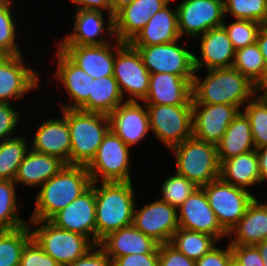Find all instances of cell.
I'll return each instance as SVG.
<instances>
[{
  "instance_id": "cell-1",
  "label": "cell",
  "mask_w": 267,
  "mask_h": 266,
  "mask_svg": "<svg viewBox=\"0 0 267 266\" xmlns=\"http://www.w3.org/2000/svg\"><path fill=\"white\" fill-rule=\"evenodd\" d=\"M207 71L202 81L196 71L194 73L192 104H228L241 109L259 91L255 84L233 67Z\"/></svg>"
},
{
  "instance_id": "cell-2",
  "label": "cell",
  "mask_w": 267,
  "mask_h": 266,
  "mask_svg": "<svg viewBox=\"0 0 267 266\" xmlns=\"http://www.w3.org/2000/svg\"><path fill=\"white\" fill-rule=\"evenodd\" d=\"M86 166L65 164L37 194L30 221L50 220L91 186Z\"/></svg>"
},
{
  "instance_id": "cell-3",
  "label": "cell",
  "mask_w": 267,
  "mask_h": 266,
  "mask_svg": "<svg viewBox=\"0 0 267 266\" xmlns=\"http://www.w3.org/2000/svg\"><path fill=\"white\" fill-rule=\"evenodd\" d=\"M94 182L96 245L109 233L133 224L136 205L132 181Z\"/></svg>"
},
{
  "instance_id": "cell-4",
  "label": "cell",
  "mask_w": 267,
  "mask_h": 266,
  "mask_svg": "<svg viewBox=\"0 0 267 266\" xmlns=\"http://www.w3.org/2000/svg\"><path fill=\"white\" fill-rule=\"evenodd\" d=\"M71 138L70 165L87 166L110 130L109 115L63 109Z\"/></svg>"
},
{
  "instance_id": "cell-5",
  "label": "cell",
  "mask_w": 267,
  "mask_h": 266,
  "mask_svg": "<svg viewBox=\"0 0 267 266\" xmlns=\"http://www.w3.org/2000/svg\"><path fill=\"white\" fill-rule=\"evenodd\" d=\"M171 150L176 156V173L197 187L201 188L220 177L216 145L192 136Z\"/></svg>"
},
{
  "instance_id": "cell-6",
  "label": "cell",
  "mask_w": 267,
  "mask_h": 266,
  "mask_svg": "<svg viewBox=\"0 0 267 266\" xmlns=\"http://www.w3.org/2000/svg\"><path fill=\"white\" fill-rule=\"evenodd\" d=\"M29 223L32 226L39 225V228L31 231L32 238L61 266L73 263L96 246L88 237L61 229L49 220L30 221Z\"/></svg>"
},
{
  "instance_id": "cell-7",
  "label": "cell",
  "mask_w": 267,
  "mask_h": 266,
  "mask_svg": "<svg viewBox=\"0 0 267 266\" xmlns=\"http://www.w3.org/2000/svg\"><path fill=\"white\" fill-rule=\"evenodd\" d=\"M129 146L111 129L104 136L94 158L86 166L92 182H129Z\"/></svg>"
},
{
  "instance_id": "cell-8",
  "label": "cell",
  "mask_w": 267,
  "mask_h": 266,
  "mask_svg": "<svg viewBox=\"0 0 267 266\" xmlns=\"http://www.w3.org/2000/svg\"><path fill=\"white\" fill-rule=\"evenodd\" d=\"M145 105L150 130L169 149L193 136L192 105Z\"/></svg>"
},
{
  "instance_id": "cell-9",
  "label": "cell",
  "mask_w": 267,
  "mask_h": 266,
  "mask_svg": "<svg viewBox=\"0 0 267 266\" xmlns=\"http://www.w3.org/2000/svg\"><path fill=\"white\" fill-rule=\"evenodd\" d=\"M201 188L219 224L227 233L238 223L255 198L249 190L235 187L220 177Z\"/></svg>"
},
{
  "instance_id": "cell-10",
  "label": "cell",
  "mask_w": 267,
  "mask_h": 266,
  "mask_svg": "<svg viewBox=\"0 0 267 266\" xmlns=\"http://www.w3.org/2000/svg\"><path fill=\"white\" fill-rule=\"evenodd\" d=\"M150 75L138 50L130 43H123L116 50L113 77L118 83L123 98L125 99L124 91L130 94L126 101L137 102L146 98Z\"/></svg>"
},
{
  "instance_id": "cell-11",
  "label": "cell",
  "mask_w": 267,
  "mask_h": 266,
  "mask_svg": "<svg viewBox=\"0 0 267 266\" xmlns=\"http://www.w3.org/2000/svg\"><path fill=\"white\" fill-rule=\"evenodd\" d=\"M178 31L188 37H198L224 23V0H184L176 7Z\"/></svg>"
},
{
  "instance_id": "cell-12",
  "label": "cell",
  "mask_w": 267,
  "mask_h": 266,
  "mask_svg": "<svg viewBox=\"0 0 267 266\" xmlns=\"http://www.w3.org/2000/svg\"><path fill=\"white\" fill-rule=\"evenodd\" d=\"M178 40L150 46H133L141 56L150 74L171 73L174 75H194L193 55Z\"/></svg>"
},
{
  "instance_id": "cell-13",
  "label": "cell",
  "mask_w": 267,
  "mask_h": 266,
  "mask_svg": "<svg viewBox=\"0 0 267 266\" xmlns=\"http://www.w3.org/2000/svg\"><path fill=\"white\" fill-rule=\"evenodd\" d=\"M135 205L133 225L159 245L170 243L179 228L177 208L160 199L137 210Z\"/></svg>"
},
{
  "instance_id": "cell-14",
  "label": "cell",
  "mask_w": 267,
  "mask_h": 266,
  "mask_svg": "<svg viewBox=\"0 0 267 266\" xmlns=\"http://www.w3.org/2000/svg\"><path fill=\"white\" fill-rule=\"evenodd\" d=\"M240 111L228 104H192L193 137L217 145Z\"/></svg>"
},
{
  "instance_id": "cell-15",
  "label": "cell",
  "mask_w": 267,
  "mask_h": 266,
  "mask_svg": "<svg viewBox=\"0 0 267 266\" xmlns=\"http://www.w3.org/2000/svg\"><path fill=\"white\" fill-rule=\"evenodd\" d=\"M95 211L96 200L94 182H92L85 192L55 214L49 221L61 229L88 237L96 245Z\"/></svg>"
},
{
  "instance_id": "cell-16",
  "label": "cell",
  "mask_w": 267,
  "mask_h": 266,
  "mask_svg": "<svg viewBox=\"0 0 267 266\" xmlns=\"http://www.w3.org/2000/svg\"><path fill=\"white\" fill-rule=\"evenodd\" d=\"M177 213L181 229L206 233L217 240L225 235L228 236L211 209L204 190L200 187L177 208Z\"/></svg>"
},
{
  "instance_id": "cell-17",
  "label": "cell",
  "mask_w": 267,
  "mask_h": 266,
  "mask_svg": "<svg viewBox=\"0 0 267 266\" xmlns=\"http://www.w3.org/2000/svg\"><path fill=\"white\" fill-rule=\"evenodd\" d=\"M114 48L111 43L104 45H58V48L78 67L93 79L113 76L116 50L123 44L115 38ZM113 50V51H112Z\"/></svg>"
},
{
  "instance_id": "cell-18",
  "label": "cell",
  "mask_w": 267,
  "mask_h": 266,
  "mask_svg": "<svg viewBox=\"0 0 267 266\" xmlns=\"http://www.w3.org/2000/svg\"><path fill=\"white\" fill-rule=\"evenodd\" d=\"M22 54L5 55L0 59V102L19 100L38 87L39 73L25 66Z\"/></svg>"
},
{
  "instance_id": "cell-19",
  "label": "cell",
  "mask_w": 267,
  "mask_h": 266,
  "mask_svg": "<svg viewBox=\"0 0 267 266\" xmlns=\"http://www.w3.org/2000/svg\"><path fill=\"white\" fill-rule=\"evenodd\" d=\"M194 75L155 73L150 82L144 104L192 105V82Z\"/></svg>"
},
{
  "instance_id": "cell-20",
  "label": "cell",
  "mask_w": 267,
  "mask_h": 266,
  "mask_svg": "<svg viewBox=\"0 0 267 266\" xmlns=\"http://www.w3.org/2000/svg\"><path fill=\"white\" fill-rule=\"evenodd\" d=\"M143 106L138 101H125L109 115L110 129L129 147L145 139L150 131L148 110Z\"/></svg>"
},
{
  "instance_id": "cell-21",
  "label": "cell",
  "mask_w": 267,
  "mask_h": 266,
  "mask_svg": "<svg viewBox=\"0 0 267 266\" xmlns=\"http://www.w3.org/2000/svg\"><path fill=\"white\" fill-rule=\"evenodd\" d=\"M171 0H134L114 15L115 38L130 43L149 19Z\"/></svg>"
},
{
  "instance_id": "cell-22",
  "label": "cell",
  "mask_w": 267,
  "mask_h": 266,
  "mask_svg": "<svg viewBox=\"0 0 267 266\" xmlns=\"http://www.w3.org/2000/svg\"><path fill=\"white\" fill-rule=\"evenodd\" d=\"M73 32L67 35L59 45H104L110 43L100 37V34L107 29L105 34L110 38L115 37L114 17H109L107 28L104 27L105 20L103 12L99 10L76 9Z\"/></svg>"
},
{
  "instance_id": "cell-23",
  "label": "cell",
  "mask_w": 267,
  "mask_h": 266,
  "mask_svg": "<svg viewBox=\"0 0 267 266\" xmlns=\"http://www.w3.org/2000/svg\"><path fill=\"white\" fill-rule=\"evenodd\" d=\"M42 123L33 137L32 150L59 158L70 165L71 138L64 115Z\"/></svg>"
},
{
  "instance_id": "cell-24",
  "label": "cell",
  "mask_w": 267,
  "mask_h": 266,
  "mask_svg": "<svg viewBox=\"0 0 267 266\" xmlns=\"http://www.w3.org/2000/svg\"><path fill=\"white\" fill-rule=\"evenodd\" d=\"M200 38L202 60L193 55L196 72L204 65L207 70L232 67L235 49L223 26L210 29Z\"/></svg>"
},
{
  "instance_id": "cell-25",
  "label": "cell",
  "mask_w": 267,
  "mask_h": 266,
  "mask_svg": "<svg viewBox=\"0 0 267 266\" xmlns=\"http://www.w3.org/2000/svg\"><path fill=\"white\" fill-rule=\"evenodd\" d=\"M99 246L111 261L129 254L159 253V244L133 224L109 233Z\"/></svg>"
},
{
  "instance_id": "cell-26",
  "label": "cell",
  "mask_w": 267,
  "mask_h": 266,
  "mask_svg": "<svg viewBox=\"0 0 267 266\" xmlns=\"http://www.w3.org/2000/svg\"><path fill=\"white\" fill-rule=\"evenodd\" d=\"M57 50V72L59 79L73 100V104L61 105L63 109H79L88 99L93 78L74 64L59 48Z\"/></svg>"
},
{
  "instance_id": "cell-27",
  "label": "cell",
  "mask_w": 267,
  "mask_h": 266,
  "mask_svg": "<svg viewBox=\"0 0 267 266\" xmlns=\"http://www.w3.org/2000/svg\"><path fill=\"white\" fill-rule=\"evenodd\" d=\"M169 3L170 1L149 19L143 29L130 42L132 46L158 45L181 38L178 31L177 9H170Z\"/></svg>"
},
{
  "instance_id": "cell-28",
  "label": "cell",
  "mask_w": 267,
  "mask_h": 266,
  "mask_svg": "<svg viewBox=\"0 0 267 266\" xmlns=\"http://www.w3.org/2000/svg\"><path fill=\"white\" fill-rule=\"evenodd\" d=\"M236 234L230 245H256L267 240V205L255 197L245 214L229 231L228 237Z\"/></svg>"
},
{
  "instance_id": "cell-29",
  "label": "cell",
  "mask_w": 267,
  "mask_h": 266,
  "mask_svg": "<svg viewBox=\"0 0 267 266\" xmlns=\"http://www.w3.org/2000/svg\"><path fill=\"white\" fill-rule=\"evenodd\" d=\"M64 165L65 163L55 156L42 154L31 149L19 164L14 182L28 185L27 187H40L56 175Z\"/></svg>"
},
{
  "instance_id": "cell-30",
  "label": "cell",
  "mask_w": 267,
  "mask_h": 266,
  "mask_svg": "<svg viewBox=\"0 0 267 266\" xmlns=\"http://www.w3.org/2000/svg\"><path fill=\"white\" fill-rule=\"evenodd\" d=\"M216 147L219 163L256 150L250 122L242 111L232 120Z\"/></svg>"
},
{
  "instance_id": "cell-31",
  "label": "cell",
  "mask_w": 267,
  "mask_h": 266,
  "mask_svg": "<svg viewBox=\"0 0 267 266\" xmlns=\"http://www.w3.org/2000/svg\"><path fill=\"white\" fill-rule=\"evenodd\" d=\"M220 178L235 187L246 190H249L247 187L261 183L257 151L252 150L222 161L220 163Z\"/></svg>"
},
{
  "instance_id": "cell-32",
  "label": "cell",
  "mask_w": 267,
  "mask_h": 266,
  "mask_svg": "<svg viewBox=\"0 0 267 266\" xmlns=\"http://www.w3.org/2000/svg\"><path fill=\"white\" fill-rule=\"evenodd\" d=\"M124 101L115 78L102 77L93 79L89 99L79 109L110 115Z\"/></svg>"
},
{
  "instance_id": "cell-33",
  "label": "cell",
  "mask_w": 267,
  "mask_h": 266,
  "mask_svg": "<svg viewBox=\"0 0 267 266\" xmlns=\"http://www.w3.org/2000/svg\"><path fill=\"white\" fill-rule=\"evenodd\" d=\"M232 67L258 88L266 81L265 60L257 43L235 50Z\"/></svg>"
},
{
  "instance_id": "cell-34",
  "label": "cell",
  "mask_w": 267,
  "mask_h": 266,
  "mask_svg": "<svg viewBox=\"0 0 267 266\" xmlns=\"http://www.w3.org/2000/svg\"><path fill=\"white\" fill-rule=\"evenodd\" d=\"M217 239L206 233L178 228L170 241L179 252L196 261L209 252Z\"/></svg>"
},
{
  "instance_id": "cell-35",
  "label": "cell",
  "mask_w": 267,
  "mask_h": 266,
  "mask_svg": "<svg viewBox=\"0 0 267 266\" xmlns=\"http://www.w3.org/2000/svg\"><path fill=\"white\" fill-rule=\"evenodd\" d=\"M31 239L29 223L15 230H0V266H20L22 251Z\"/></svg>"
},
{
  "instance_id": "cell-36",
  "label": "cell",
  "mask_w": 267,
  "mask_h": 266,
  "mask_svg": "<svg viewBox=\"0 0 267 266\" xmlns=\"http://www.w3.org/2000/svg\"><path fill=\"white\" fill-rule=\"evenodd\" d=\"M28 149L26 139L22 136L0 142V180L14 181L19 164L29 151Z\"/></svg>"
},
{
  "instance_id": "cell-37",
  "label": "cell",
  "mask_w": 267,
  "mask_h": 266,
  "mask_svg": "<svg viewBox=\"0 0 267 266\" xmlns=\"http://www.w3.org/2000/svg\"><path fill=\"white\" fill-rule=\"evenodd\" d=\"M15 182L0 180V230H15L27 225L17 214Z\"/></svg>"
},
{
  "instance_id": "cell-38",
  "label": "cell",
  "mask_w": 267,
  "mask_h": 266,
  "mask_svg": "<svg viewBox=\"0 0 267 266\" xmlns=\"http://www.w3.org/2000/svg\"><path fill=\"white\" fill-rule=\"evenodd\" d=\"M242 111L248 118L255 148L267 146V100L260 94L249 100Z\"/></svg>"
},
{
  "instance_id": "cell-39",
  "label": "cell",
  "mask_w": 267,
  "mask_h": 266,
  "mask_svg": "<svg viewBox=\"0 0 267 266\" xmlns=\"http://www.w3.org/2000/svg\"><path fill=\"white\" fill-rule=\"evenodd\" d=\"M225 16L267 24V0H224Z\"/></svg>"
},
{
  "instance_id": "cell-40",
  "label": "cell",
  "mask_w": 267,
  "mask_h": 266,
  "mask_svg": "<svg viewBox=\"0 0 267 266\" xmlns=\"http://www.w3.org/2000/svg\"><path fill=\"white\" fill-rule=\"evenodd\" d=\"M11 0H0V50L4 55H19L16 44V24L11 10Z\"/></svg>"
},
{
  "instance_id": "cell-41",
  "label": "cell",
  "mask_w": 267,
  "mask_h": 266,
  "mask_svg": "<svg viewBox=\"0 0 267 266\" xmlns=\"http://www.w3.org/2000/svg\"><path fill=\"white\" fill-rule=\"evenodd\" d=\"M197 188L194 183L176 173L163 182L161 186L163 197L160 200L178 208Z\"/></svg>"
},
{
  "instance_id": "cell-42",
  "label": "cell",
  "mask_w": 267,
  "mask_h": 266,
  "mask_svg": "<svg viewBox=\"0 0 267 266\" xmlns=\"http://www.w3.org/2000/svg\"><path fill=\"white\" fill-rule=\"evenodd\" d=\"M222 26L225 28L233 48L237 50L256 43L262 24L251 20L235 19L231 24L223 23Z\"/></svg>"
},
{
  "instance_id": "cell-43",
  "label": "cell",
  "mask_w": 267,
  "mask_h": 266,
  "mask_svg": "<svg viewBox=\"0 0 267 266\" xmlns=\"http://www.w3.org/2000/svg\"><path fill=\"white\" fill-rule=\"evenodd\" d=\"M20 266H61L51 256L46 254L43 249L32 238L24 247Z\"/></svg>"
},
{
  "instance_id": "cell-44",
  "label": "cell",
  "mask_w": 267,
  "mask_h": 266,
  "mask_svg": "<svg viewBox=\"0 0 267 266\" xmlns=\"http://www.w3.org/2000/svg\"><path fill=\"white\" fill-rule=\"evenodd\" d=\"M20 116L10 103L0 102V142L12 137Z\"/></svg>"
},
{
  "instance_id": "cell-45",
  "label": "cell",
  "mask_w": 267,
  "mask_h": 266,
  "mask_svg": "<svg viewBox=\"0 0 267 266\" xmlns=\"http://www.w3.org/2000/svg\"><path fill=\"white\" fill-rule=\"evenodd\" d=\"M159 266H195V261L179 252L170 243L159 245Z\"/></svg>"
},
{
  "instance_id": "cell-46",
  "label": "cell",
  "mask_w": 267,
  "mask_h": 266,
  "mask_svg": "<svg viewBox=\"0 0 267 266\" xmlns=\"http://www.w3.org/2000/svg\"><path fill=\"white\" fill-rule=\"evenodd\" d=\"M233 257L242 266H264L263 258L255 245H231Z\"/></svg>"
},
{
  "instance_id": "cell-47",
  "label": "cell",
  "mask_w": 267,
  "mask_h": 266,
  "mask_svg": "<svg viewBox=\"0 0 267 266\" xmlns=\"http://www.w3.org/2000/svg\"><path fill=\"white\" fill-rule=\"evenodd\" d=\"M232 257L233 252L230 244L227 250L216 246L196 260L195 266H227Z\"/></svg>"
},
{
  "instance_id": "cell-48",
  "label": "cell",
  "mask_w": 267,
  "mask_h": 266,
  "mask_svg": "<svg viewBox=\"0 0 267 266\" xmlns=\"http://www.w3.org/2000/svg\"><path fill=\"white\" fill-rule=\"evenodd\" d=\"M112 266H159L158 253L129 254L115 258Z\"/></svg>"
},
{
  "instance_id": "cell-49",
  "label": "cell",
  "mask_w": 267,
  "mask_h": 266,
  "mask_svg": "<svg viewBox=\"0 0 267 266\" xmlns=\"http://www.w3.org/2000/svg\"><path fill=\"white\" fill-rule=\"evenodd\" d=\"M66 266H112V261L105 251L96 245L86 255Z\"/></svg>"
},
{
  "instance_id": "cell-50",
  "label": "cell",
  "mask_w": 267,
  "mask_h": 266,
  "mask_svg": "<svg viewBox=\"0 0 267 266\" xmlns=\"http://www.w3.org/2000/svg\"><path fill=\"white\" fill-rule=\"evenodd\" d=\"M74 4H77L76 9L86 10H108V17H114L111 15V2L110 0H70Z\"/></svg>"
},
{
  "instance_id": "cell-51",
  "label": "cell",
  "mask_w": 267,
  "mask_h": 266,
  "mask_svg": "<svg viewBox=\"0 0 267 266\" xmlns=\"http://www.w3.org/2000/svg\"><path fill=\"white\" fill-rule=\"evenodd\" d=\"M256 43L258 44L261 54L265 60L266 79H267V24H262L257 35Z\"/></svg>"
},
{
  "instance_id": "cell-52",
  "label": "cell",
  "mask_w": 267,
  "mask_h": 266,
  "mask_svg": "<svg viewBox=\"0 0 267 266\" xmlns=\"http://www.w3.org/2000/svg\"><path fill=\"white\" fill-rule=\"evenodd\" d=\"M257 156L259 160V171L261 177V183L267 181V146L256 148Z\"/></svg>"
},
{
  "instance_id": "cell-53",
  "label": "cell",
  "mask_w": 267,
  "mask_h": 266,
  "mask_svg": "<svg viewBox=\"0 0 267 266\" xmlns=\"http://www.w3.org/2000/svg\"><path fill=\"white\" fill-rule=\"evenodd\" d=\"M134 0H110L111 2V15H115L120 9L129 5Z\"/></svg>"
},
{
  "instance_id": "cell-54",
  "label": "cell",
  "mask_w": 267,
  "mask_h": 266,
  "mask_svg": "<svg viewBox=\"0 0 267 266\" xmlns=\"http://www.w3.org/2000/svg\"><path fill=\"white\" fill-rule=\"evenodd\" d=\"M259 250L261 257L263 258L264 266H267V240H263L260 243L255 245Z\"/></svg>"
},
{
  "instance_id": "cell-55",
  "label": "cell",
  "mask_w": 267,
  "mask_h": 266,
  "mask_svg": "<svg viewBox=\"0 0 267 266\" xmlns=\"http://www.w3.org/2000/svg\"><path fill=\"white\" fill-rule=\"evenodd\" d=\"M262 92V96L267 100V79L266 81L259 87V89Z\"/></svg>"
},
{
  "instance_id": "cell-56",
  "label": "cell",
  "mask_w": 267,
  "mask_h": 266,
  "mask_svg": "<svg viewBox=\"0 0 267 266\" xmlns=\"http://www.w3.org/2000/svg\"><path fill=\"white\" fill-rule=\"evenodd\" d=\"M227 266H242L234 257L230 259Z\"/></svg>"
},
{
  "instance_id": "cell-57",
  "label": "cell",
  "mask_w": 267,
  "mask_h": 266,
  "mask_svg": "<svg viewBox=\"0 0 267 266\" xmlns=\"http://www.w3.org/2000/svg\"><path fill=\"white\" fill-rule=\"evenodd\" d=\"M5 55L2 53V51L0 50V59L3 58Z\"/></svg>"
}]
</instances>
